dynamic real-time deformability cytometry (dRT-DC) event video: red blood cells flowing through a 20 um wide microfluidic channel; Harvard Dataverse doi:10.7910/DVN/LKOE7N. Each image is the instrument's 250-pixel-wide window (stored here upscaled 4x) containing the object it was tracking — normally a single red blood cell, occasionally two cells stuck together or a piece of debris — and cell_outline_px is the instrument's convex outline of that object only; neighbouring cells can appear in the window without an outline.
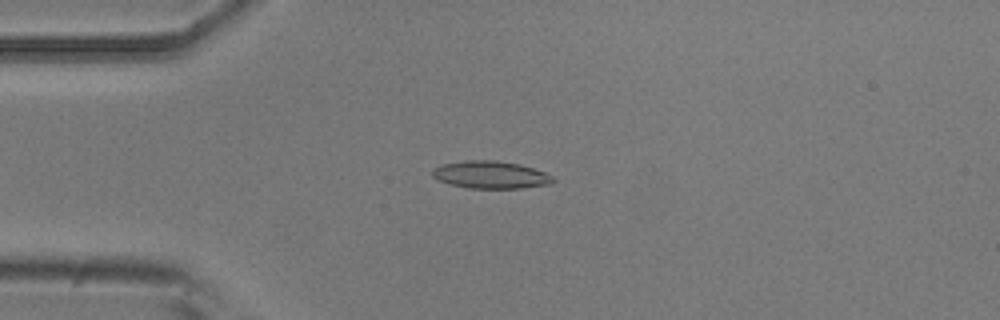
{"species": "common noctule bat (a hibernating species)", "species_latin": "Nyctalus noctula", "temperature_condition": "room temperature", "stored_images_in_passage": 10, "camera_frame_rate_fps": 3000, "um_per_image_px": 0.085, "animal": {"sex": "male", "body_mass_g": 20.5, "forearm_length_mm": 52.5}, "frame": {"image": 1, "passage_image": 3, "time_ms": 2.333, "image_size_px": [1000, 320], "cell_outline_px": [[556, 180], [552, 184], [520, 188], [468, 188], [448, 184], [432, 176], [432, 168], [440, 164], [464, 160], [496, 160], [520, 164], [544, 172], [552, 176]], "centroid_in_image_um": [41.68, 14.85], "position_along_channel_um": 43.3, "area_um2": 19.48}}
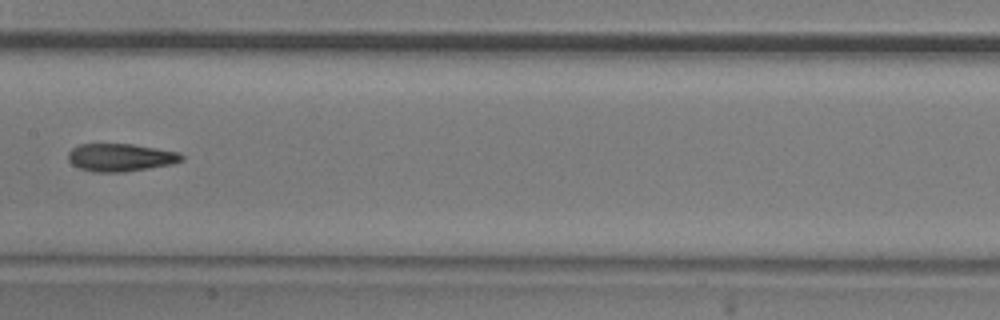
{"frame": {"image": 2, "passage_image": 7, "time_ms": 7.0, "image_size_px": [1000, 320], "cell_outline_px": [[184, 160], [172, 164], [124, 172], [92, 172], [80, 168], [72, 164], [68, 160], [68, 152], [72, 148], [80, 144], [132, 144], [180, 152], [184, 156]], "centroid_in_image_um": [10.25, 13.38], "position_along_channel_um": 197.1, "area_um2": 18.44}}
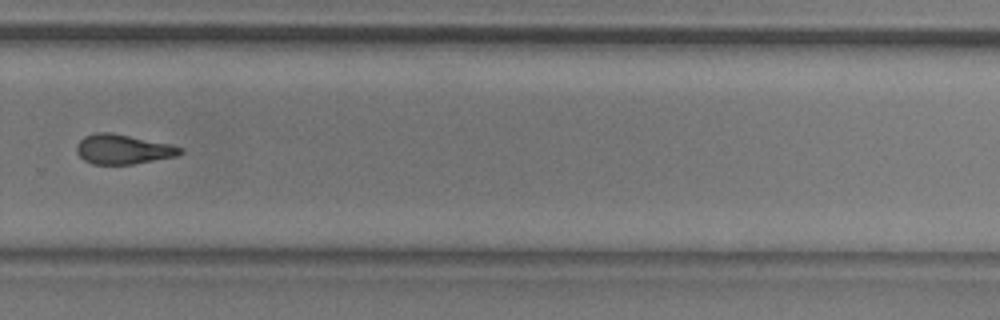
{"frame": {"image": 3, "passage_image": 10, "time_ms": 10.333, "image_size_px": [1000, 320], "cell_outline_px": [[184, 152], [176, 156], [132, 164], [92, 164], [84, 160], [76, 152], [76, 144], [84, 136], [96, 132], [108, 132], [168, 144], [184, 148]], "centroid_in_image_um": [10.42, 12.69], "position_along_channel_um": 319.4, "area_um2": 17.69}}